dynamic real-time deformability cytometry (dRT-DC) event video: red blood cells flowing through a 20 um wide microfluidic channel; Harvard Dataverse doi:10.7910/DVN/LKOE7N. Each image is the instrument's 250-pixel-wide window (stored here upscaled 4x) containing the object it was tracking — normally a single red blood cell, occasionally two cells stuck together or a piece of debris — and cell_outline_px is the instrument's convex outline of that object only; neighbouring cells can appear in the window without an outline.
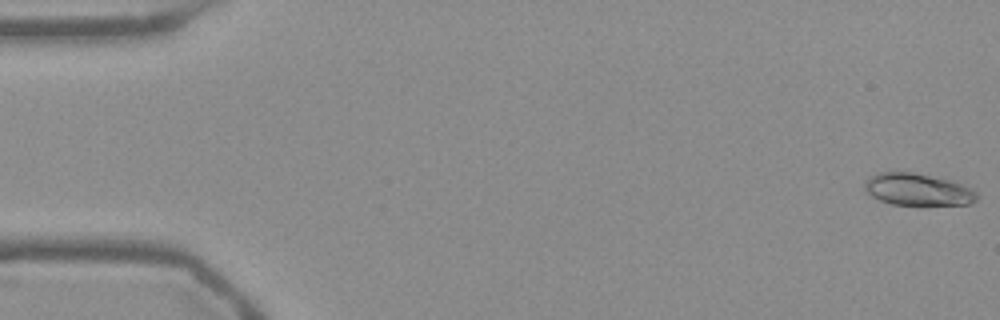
{"species": "Egyptian fruit bat (a non-hibernating species)", "species_latin": "Rousettus aegyptiacus", "temperature_condition": "warm", "stored_images_in_passage": 54, "camera_frame_rate_fps": 3000, "um_per_image_px": 0.085, "frame": {"image": 1, "passage_image": 1, "time_ms": 0.0, "image_size_px": [1000, 320], "cell_outline_px": [[980, 196], [976, 200], [968, 204], [920, 208], [892, 204], [880, 200], [864, 192], [864, 180], [868, 176], [880, 172], [912, 172], [952, 180], [972, 188]], "centroid_in_image_um": [78.02, 16.16], "position_along_channel_um": 7.0, "area_um2": 22.14}}
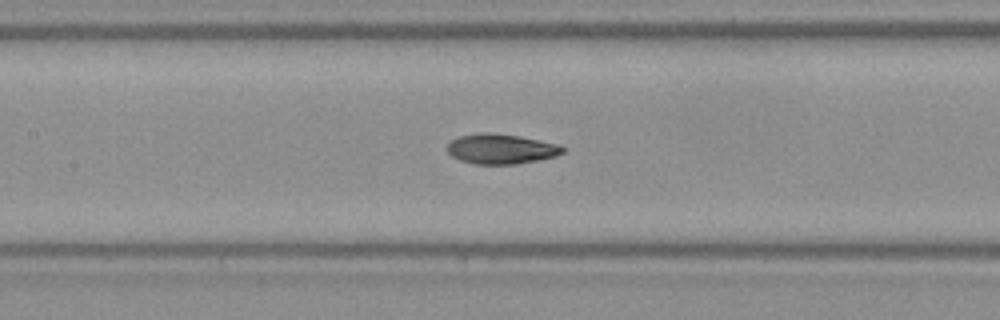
{"frame": {"image": 2, "passage_image": 25, "time_ms": 8.0, "image_size_px": [1000, 320], "cell_outline_px": [[568, 148], [564, 152], [556, 156], [516, 164], [476, 164], [460, 160], [452, 156], [444, 148], [452, 140], [460, 136], [480, 132], [492, 132], [520, 136], [560, 144]], "centroid_in_image_um": [42.61, 12.65], "position_along_channel_um": 164.8, "area_um2": 20.4}}
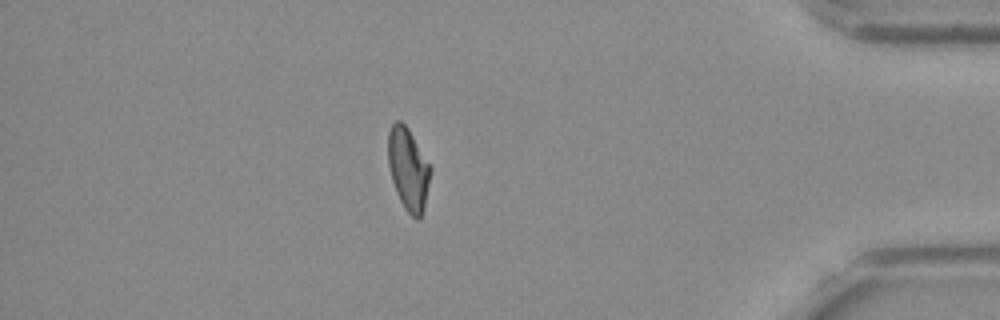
{"frame": {"image": 3, "passage_image": 47, "time_ms": 15.333, "image_size_px": [1000, 320], "cell_outline_px": [[432, 172], [424, 208], [420, 216], [416, 220], [404, 208], [396, 192], [392, 180], [388, 164], [388, 132], [392, 124], [396, 120], [400, 120], [408, 128], [432, 168]], "centroid_in_image_um": [34.71, 14.36], "position_along_channel_um": 400.5, "area_um2": 20.35}, "authors_computed_cell_mechanics": {"area_um2": 20.4612, "velocity_mm_per_s": 3.7822, "shape_relaxation_time_tau1_ms": 3.9708, "shape_relaxation_time_tau2_ms": 2.3459, "deformation_change_tau1": 0.1789, "deformation_change_tau2": 0.0784}}